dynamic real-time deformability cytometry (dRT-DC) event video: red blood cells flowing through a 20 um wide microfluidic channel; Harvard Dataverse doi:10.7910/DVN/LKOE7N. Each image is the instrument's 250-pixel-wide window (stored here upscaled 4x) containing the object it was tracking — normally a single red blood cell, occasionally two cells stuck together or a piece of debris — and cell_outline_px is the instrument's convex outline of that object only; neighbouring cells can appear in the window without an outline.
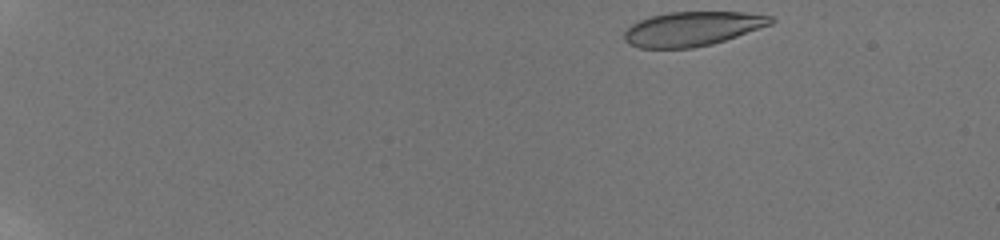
{"species": "human", "species_latin": "Homo sapiens", "temperature_condition": "room temperature", "stored_images_in_passage": 49, "camera_frame_rate_fps": 3000, "um_per_image_px": 0.085, "donor": {"sex": "male"}, "frame": {"image": 1, "passage_image": 1, "time_ms": 0.0, "image_size_px": [1000, 240], "cell_outline_px": [[776, 20], [772, 24], [712, 44], [692, 48], [640, 48], [628, 44], [624, 40], [624, 32], [632, 24], [640, 20], [652, 16], [668, 12], [744, 12], [772, 16]], "centroid_in_image_um": [58.84, 2.45], "position_along_channel_um": 26.2, "area_um2": 29.25}}
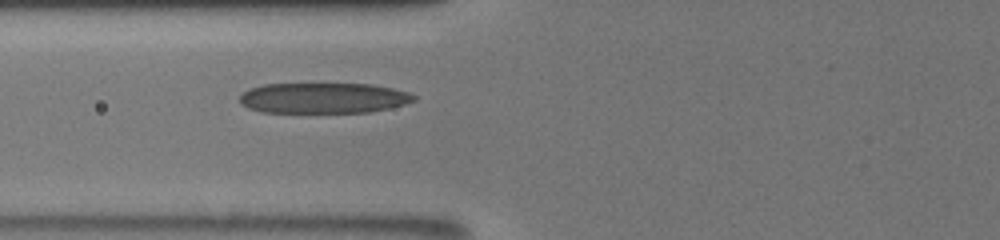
{"frame": {"image": 2, "passage_image": 18, "time_ms": 5.667, "image_size_px": [1000, 240], "cell_outline_px": [[416, 100], [404, 104], [388, 108], [368, 112], [260, 112], [248, 108], [240, 104], [240, 96], [248, 88], [264, 84], [372, 84], [392, 88], [408, 92], [416, 96]], "centroid_in_image_um": [27.46, 8.33], "position_along_channel_um": 98.3, "area_um2": 30.98}}
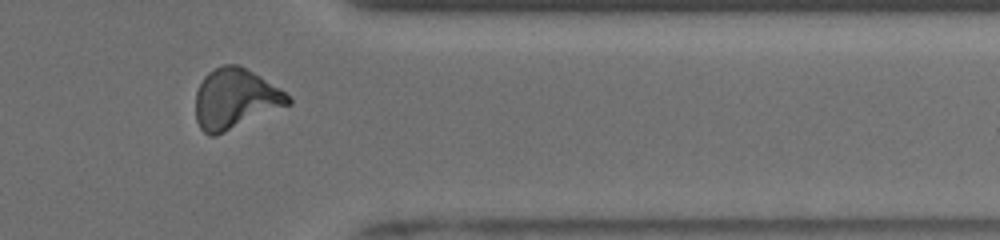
{"frame": {"image": 3, "passage_image": 41, "time_ms": 13.333, "image_size_px": [1000, 240], "cell_outline_px": [[292, 104], [216, 136], [208, 136], [200, 128], [196, 120], [196, 92], [204, 76], [208, 72], [224, 64], [236, 64], [260, 76], [280, 88], [292, 96]], "centroid_in_image_um": [20.01, 8.42], "position_along_channel_um": 391.4, "area_um2": 32.6}, "authors_computed_cell_mechanics": {"area_um2": 30.9808, "velocity_mm_per_s": 3.8686, "shape_relaxation_time_tau1_ms": 6.8427, "shape_relaxation_time_tau2_ms": 2.6755, "deformation_change_tau1": 0.2174, "deformation_change_tau2": 0.1206}}